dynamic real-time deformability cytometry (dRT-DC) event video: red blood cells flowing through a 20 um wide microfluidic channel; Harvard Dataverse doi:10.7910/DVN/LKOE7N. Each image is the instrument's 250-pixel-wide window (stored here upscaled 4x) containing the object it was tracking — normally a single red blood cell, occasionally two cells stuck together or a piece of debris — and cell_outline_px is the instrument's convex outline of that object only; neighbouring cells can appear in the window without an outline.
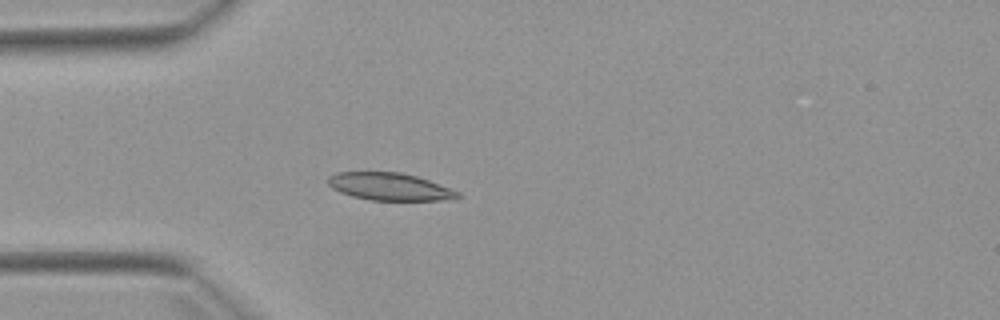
{"species": "Egyptian fruit bat (a non-hibernating species)", "species_latin": "Rousettus aegyptiacus", "temperature_condition": "warm", "stored_images_in_passage": 2, "camera_frame_rate_fps": 3000, "um_per_image_px": 0.085, "animal": {"sex": "female"}, "frame": {"image": 1, "passage_image": 2, "time_ms": 1.333, "image_size_px": [1000, 320], "cell_outline_px": [[460, 196], [456, 200], [368, 200], [352, 196], [340, 192], [332, 188], [328, 184], [328, 176], [336, 172], [400, 172], [416, 176], [428, 180], [460, 192]], "centroid_in_image_um": [33.12, 15.87], "position_along_channel_um": 51.9, "area_um2": 20.81}}